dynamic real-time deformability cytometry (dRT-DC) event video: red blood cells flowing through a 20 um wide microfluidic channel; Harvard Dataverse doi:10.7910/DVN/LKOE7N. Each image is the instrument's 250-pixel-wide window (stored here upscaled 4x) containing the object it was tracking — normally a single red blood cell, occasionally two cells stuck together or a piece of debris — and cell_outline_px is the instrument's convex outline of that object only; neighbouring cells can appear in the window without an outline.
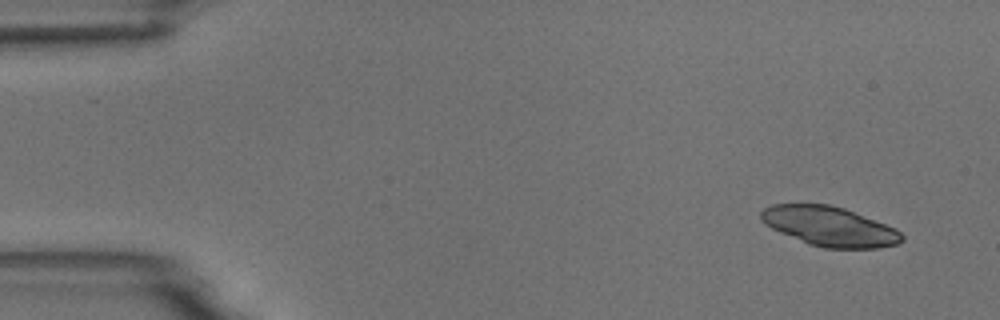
{"species": "common noctule bat (a hibernating species)", "species_latin": "Nyctalus noctula", "temperature_condition": "room temperature", "stored_images_in_passage": 7, "camera_frame_rate_fps": 3000, "um_per_image_px": 0.085, "animal": {"sex": "male", "body_mass_g": 18.8}, "frame": {"image": 1, "passage_image": 1, "time_ms": 0.0, "image_size_px": [1000, 320], "cell_outline_px": [[904, 240], [896, 244], [880, 248], [824, 248], [808, 244], [780, 232], [764, 224], [760, 220], [760, 212], [764, 208], [772, 204], [828, 204], [844, 208], [896, 228], [904, 236]], "centroid_in_image_um": [70.5, 19.24], "position_along_channel_um": 14.5, "area_um2": 32.48}}